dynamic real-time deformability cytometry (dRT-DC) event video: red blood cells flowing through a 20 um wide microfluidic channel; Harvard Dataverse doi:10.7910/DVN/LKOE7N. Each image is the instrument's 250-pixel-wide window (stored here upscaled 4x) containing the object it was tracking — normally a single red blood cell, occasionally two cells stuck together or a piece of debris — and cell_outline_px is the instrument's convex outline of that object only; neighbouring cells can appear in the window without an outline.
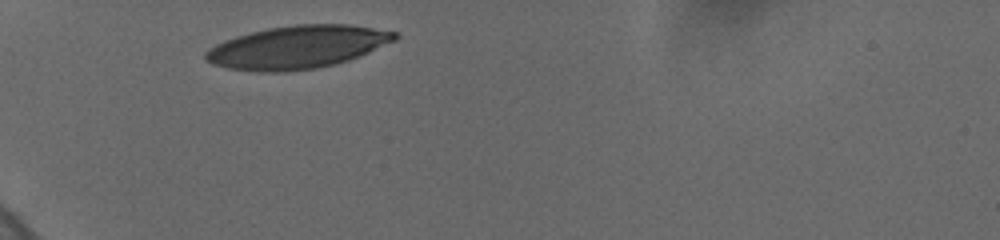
{"species": "human", "species_latin": "Homo sapiens", "temperature_condition": "cold", "stored_images_in_passage": 31, "camera_frame_rate_fps": 3000, "um_per_image_px": 0.085, "donor": {"sex": "female"}, "frame": {"image": 1, "passage_image": 1, "time_ms": 0.0, "image_size_px": [1000, 240], "cell_outline_px": [[400, 36], [396, 40], [360, 56], [336, 64], [316, 68], [284, 72], [260, 72], [228, 68], [212, 64], [204, 60], [204, 52], [208, 48], [224, 40], [236, 36], [268, 28], [296, 24], [352, 24], [396, 32]], "centroid_in_image_um": [25.27, 4.01], "position_along_channel_um": 59.7, "area_um2": 47.51}}
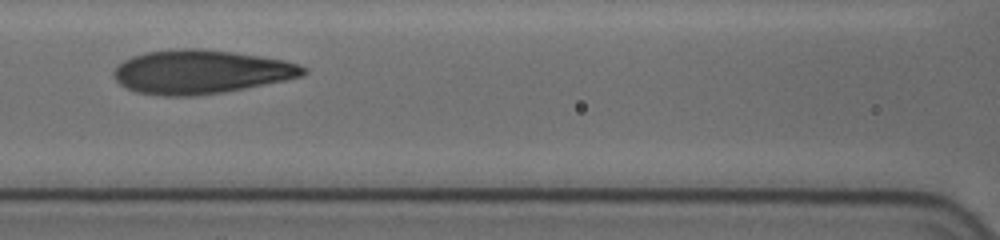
{"frame": {"image": 2, "passage_image": 25, "time_ms": 3.0, "image_size_px": [1000, 240], "cell_outline_px": [[308, 72], [304, 76], [224, 92], [196, 96], [164, 96], [136, 92], [120, 84], [116, 80], [112, 72], [124, 60], [132, 56], [144, 52], [180, 48], [200, 48], [232, 52], [284, 60], [300, 64], [308, 68]], "centroid_in_image_um": [17.08, 6.1], "position_along_channel_um": 149.5, "area_um2": 48.38}}
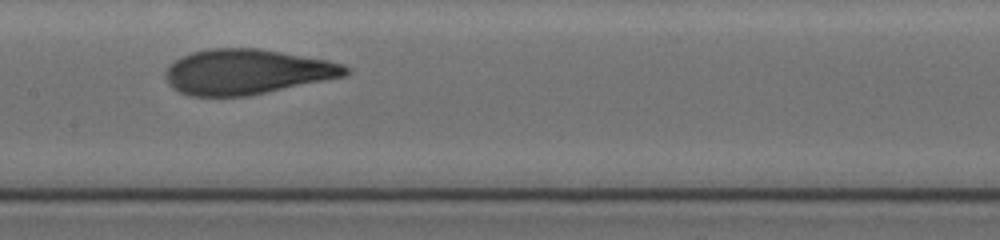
{"frame": {"image": 3, "passage_image": 30, "time_ms": 4.0, "image_size_px": [1000, 240], "cell_outline_px": [[352, 68], [344, 76], [248, 96], [188, 96], [172, 88], [168, 84], [164, 76], [164, 72], [176, 60], [192, 52], [212, 48], [260, 48], [328, 60], [344, 64]], "centroid_in_image_um": [20.98, 6.1], "position_along_channel_um": 186.4, "area_um2": 47.28}}